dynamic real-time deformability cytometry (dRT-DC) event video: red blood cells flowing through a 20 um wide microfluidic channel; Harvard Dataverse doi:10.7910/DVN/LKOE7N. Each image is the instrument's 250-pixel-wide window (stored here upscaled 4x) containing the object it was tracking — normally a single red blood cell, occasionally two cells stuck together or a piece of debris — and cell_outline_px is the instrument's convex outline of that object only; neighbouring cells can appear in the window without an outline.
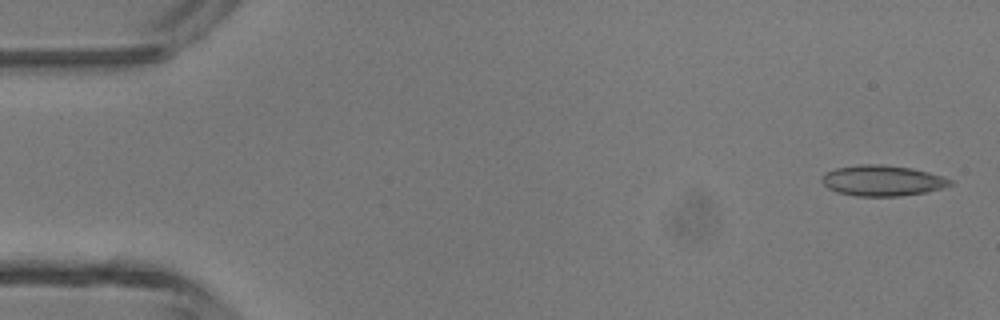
{"species": "common noctule bat (a hibernating species)", "species_latin": "Nyctalus noctula", "temperature_condition": "room temperature", "stored_images_in_passage": 4, "camera_frame_rate_fps": 3000, "um_per_image_px": 0.085, "animal": {"sex": "male", "body_mass_g": 13.3}, "frame": {"image": 1, "passage_image": 1, "time_ms": 0.0, "image_size_px": [1000, 320], "cell_outline_px": [[952, 184], [940, 188], [924, 192], [900, 196], [856, 196], [836, 192], [828, 188], [820, 180], [820, 176], [824, 172], [836, 168], [860, 164], [880, 164], [912, 168], [944, 176], [952, 180]], "centroid_in_image_um": [74.95, 15.34], "position_along_channel_um": 10.1, "area_um2": 23.0}}
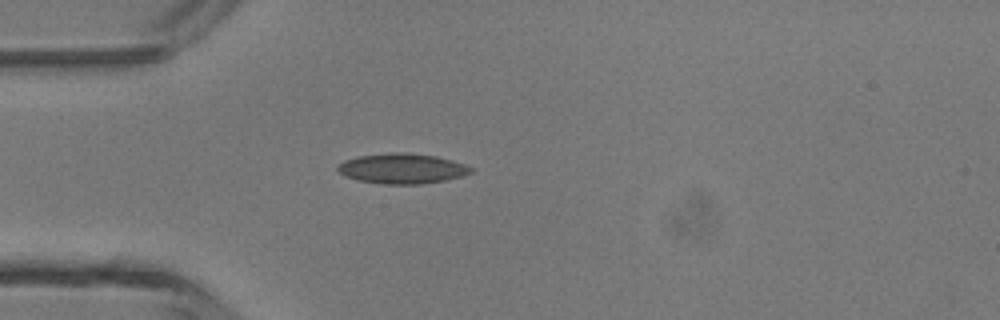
{"frame": {"image": 2, "passage_image": 4, "time_ms": 1.0, "image_size_px": [1000, 320], "cell_outline_px": [[472, 172], [460, 176], [444, 180], [420, 184], [388, 184], [356, 180], [344, 176], [336, 168], [336, 164], [344, 160], [356, 156], [388, 152], [408, 152], [436, 156], [452, 160], [464, 164], [472, 168]], "centroid_in_image_um": [34.11, 14.31], "position_along_channel_um": 50.9, "area_um2": 23.52}}